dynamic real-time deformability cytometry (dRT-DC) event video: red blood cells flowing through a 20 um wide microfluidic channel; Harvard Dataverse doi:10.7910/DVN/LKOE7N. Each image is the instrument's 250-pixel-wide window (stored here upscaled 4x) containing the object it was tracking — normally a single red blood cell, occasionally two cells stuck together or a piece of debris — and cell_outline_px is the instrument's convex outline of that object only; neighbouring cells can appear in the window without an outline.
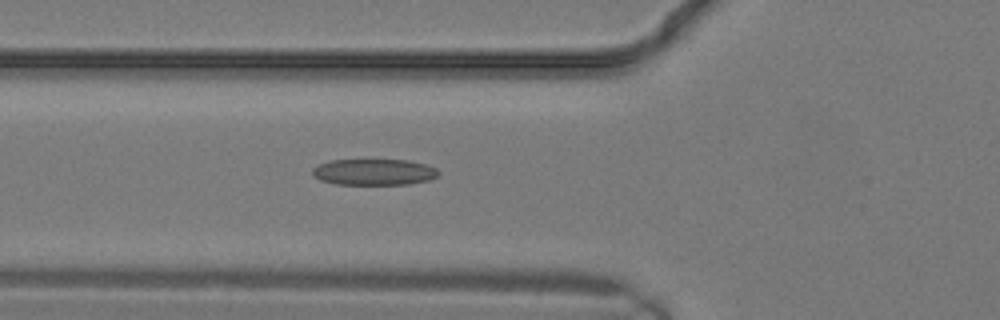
{"species": "common noctule bat (a hibernating species)", "species_latin": "Nyctalus noctula", "temperature_condition": "warm", "stored_images_in_passage": 8, "camera_frame_rate_fps": 3000, "um_per_image_px": 0.085, "animal": {"sex": "male", "body_mass_g": 19.2, "forearm_length_mm": 51.8}, "frame": {"image": 1, "passage_image": 8, "time_ms": 2.333, "image_size_px": [1000, 320], "cell_outline_px": [[440, 176], [428, 180], [408, 184], [336, 184], [320, 180], [312, 172], [312, 168], [328, 160], [408, 160], [428, 164], [436, 168], [440, 172]], "centroid_in_image_um": [31.84, 14.61], "position_along_channel_um": 94.0, "area_um2": 19.31}}